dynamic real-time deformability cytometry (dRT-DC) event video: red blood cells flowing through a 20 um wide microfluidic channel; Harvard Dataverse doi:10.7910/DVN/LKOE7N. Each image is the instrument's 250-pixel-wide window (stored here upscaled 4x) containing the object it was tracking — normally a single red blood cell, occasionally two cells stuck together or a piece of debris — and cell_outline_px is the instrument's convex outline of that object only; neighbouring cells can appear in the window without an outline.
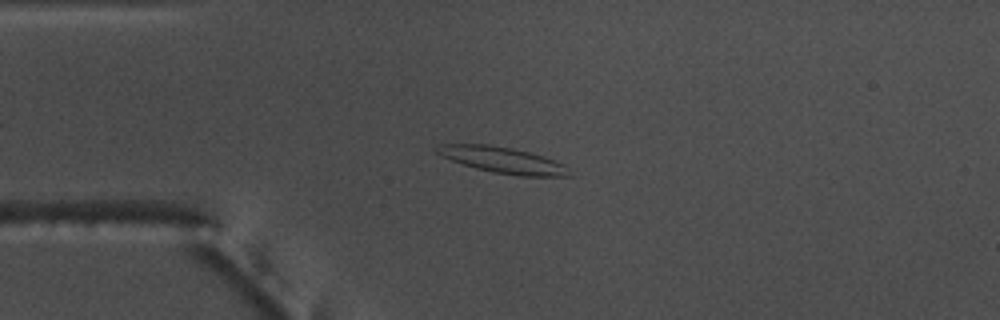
{"species": "common noctule bat (a hibernating species)", "species_latin": "Nyctalus noctula", "temperature_condition": "warm", "stored_images_in_passage": 52, "camera_frame_rate_fps": 3000, "um_per_image_px": 0.085, "animal": {"sex": "male", "body_mass_g": 17.5, "forearm_length_mm": 52.3}, "frame": {"image": 1, "passage_image": 11, "time_ms": 3.333, "image_size_px": [1000, 320], "cell_outline_px": [[572, 176], [520, 176], [492, 172], [476, 168], [452, 160], [432, 152], [432, 148], [440, 144], [488, 144], [512, 148], [544, 156], [564, 164]], "centroid_in_image_um": [42.68, 13.59], "position_along_channel_um": 42.3, "area_um2": 20.17}}
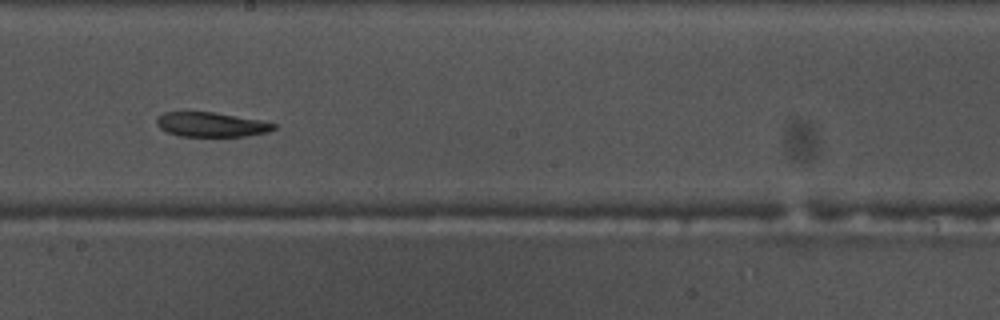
{"frame": {"image": 2, "passage_image": 28, "time_ms": 9.0, "image_size_px": [1000, 320], "cell_outline_px": [[276, 128], [268, 132], [244, 136], [180, 136], [168, 132], [160, 128], [156, 124], [156, 116], [164, 112], [216, 112], [264, 120], [276, 124]], "centroid_in_image_um": [17.97, 10.57], "position_along_channel_um": 230.2, "area_um2": 16.94}}
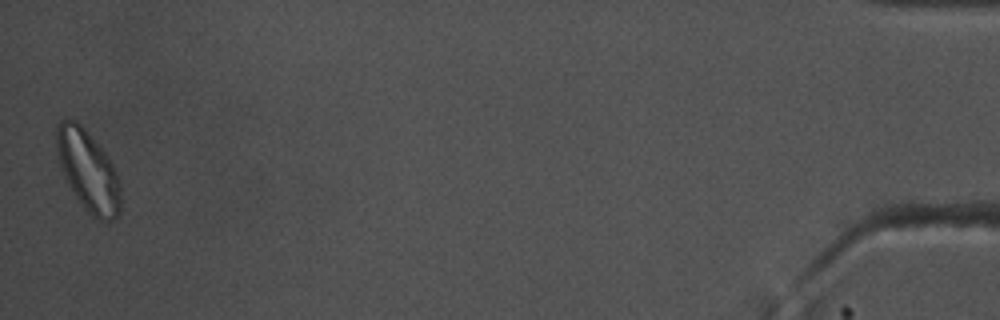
{"frame": {"image": 3, "passage_image": 52, "time_ms": 17.0, "image_size_px": [1000, 320], "cell_outline_px": [[120, 212], [112, 220], [100, 220], [92, 216], [88, 212], [72, 192], [60, 164], [56, 152], [56, 124], [64, 116], [76, 120], [84, 128], [108, 156], [116, 172], [120, 184]], "centroid_in_image_um": [7.46, 14.47], "position_along_channel_um": 427.7, "area_um2": 30.11}}